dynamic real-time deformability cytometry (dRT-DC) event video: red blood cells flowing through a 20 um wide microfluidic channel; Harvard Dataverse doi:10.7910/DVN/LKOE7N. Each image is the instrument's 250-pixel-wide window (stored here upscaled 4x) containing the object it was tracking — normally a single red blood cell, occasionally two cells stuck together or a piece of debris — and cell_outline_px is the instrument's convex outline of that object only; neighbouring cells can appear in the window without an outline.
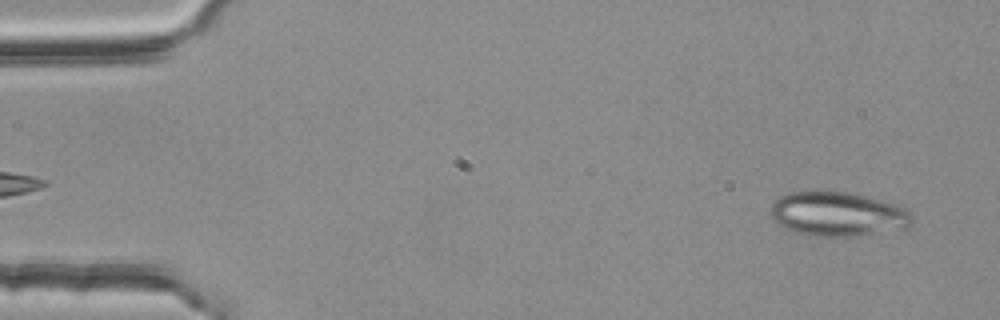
{"species": "common noctule bat (a hibernating species)", "species_latin": "Nyctalus noctula", "temperature_condition": "room temperature", "stored_images_in_passage": 53, "camera_frame_rate_fps": 3000, "um_per_image_px": 0.085, "animal": {"sex": "female", "body_mass_g": 25.1}, "frame": {"image": 1, "passage_image": 3, "time_ms": 0.667, "image_size_px": [1000, 320], "cell_outline_px": [[912, 216], [908, 224], [904, 228], [852, 236], [808, 236], [784, 228], [772, 220], [772, 204], [780, 196], [792, 192], [848, 192], [892, 200], [904, 208]], "centroid_in_image_um": [71.21, 18.18], "position_along_channel_um": 13.8, "area_um2": 36.41}}
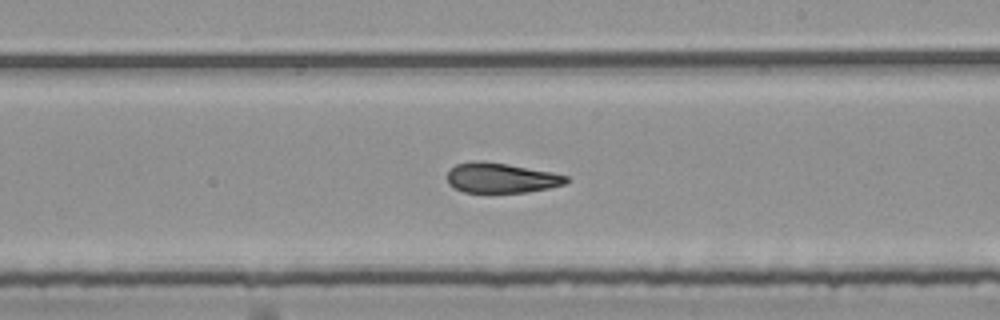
{"frame": {"image": 2, "passage_image": 31, "time_ms": 10.0, "image_size_px": [1000, 320], "cell_outline_px": [[568, 180], [564, 184], [548, 188], [524, 192], [464, 192], [448, 184], [448, 172], [456, 164], [472, 160], [484, 160], [508, 164], [552, 172], [568, 176]], "centroid_in_image_um": [42.58, 15.1], "position_along_channel_um": 246.4, "area_um2": 20.75}}
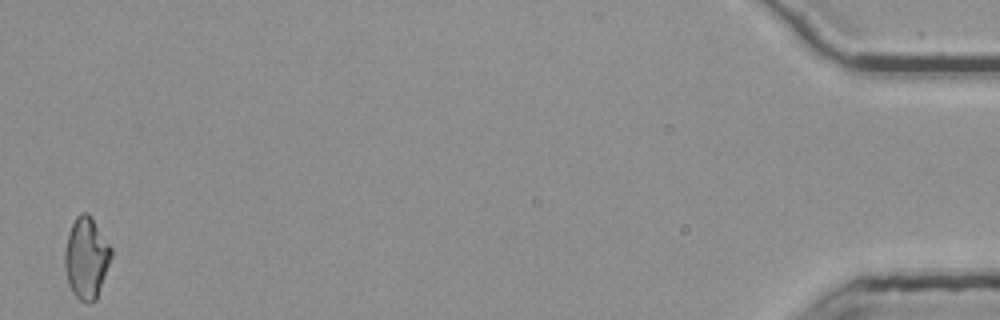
{"frame": {"image": 3, "passage_image": 53, "time_ms": 17.333, "image_size_px": [1000, 320], "cell_outline_px": [[112, 256], [96, 300], [88, 304], [80, 300], [72, 292], [68, 284], [64, 268], [64, 252], [68, 236], [72, 224], [76, 216], [80, 212], [88, 212], [112, 248]], "centroid_in_image_um": [7.33, 21.94], "position_along_channel_um": 427.9, "area_um2": 22.08}, "authors_computed_cell_mechanics": {"area_um2": 22.253, "velocity_mm_per_s": 3.781, "shape_relaxation_time_tau1_ms": null, "shape_relaxation_time_tau2_ms": 3.981, "deformation_change_tau1": null, "deformation_change_tau2": 0.1221}}